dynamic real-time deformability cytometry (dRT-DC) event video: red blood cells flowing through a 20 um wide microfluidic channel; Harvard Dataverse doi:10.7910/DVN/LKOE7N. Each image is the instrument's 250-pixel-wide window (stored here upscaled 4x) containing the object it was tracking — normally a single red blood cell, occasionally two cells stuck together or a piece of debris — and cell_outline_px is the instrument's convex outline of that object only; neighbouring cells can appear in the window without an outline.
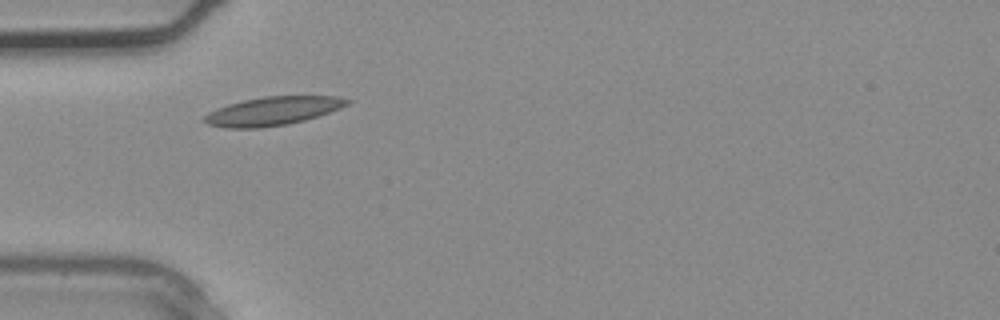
{"species": "common noctule bat (a hibernating species)", "species_latin": "Nyctalus noctula", "temperature_condition": "warm", "stored_images_in_passage": 2, "camera_frame_rate_fps": 3000, "um_per_image_px": 0.085, "animal": {"sex": "male", "body_mass_g": 20.4}, "frame": {"image": 1, "passage_image": 1, "time_ms": 0.0, "image_size_px": [1000, 320], "cell_outline_px": [[352, 100], [348, 104], [340, 108], [304, 120], [288, 124], [260, 128], [228, 128], [208, 124], [204, 120], [204, 116], [208, 112], [216, 108], [228, 104], [244, 100], [264, 96], [340, 96]], "centroid_in_image_um": [23.18, 9.43], "position_along_channel_um": 61.8, "area_um2": 23.64}}